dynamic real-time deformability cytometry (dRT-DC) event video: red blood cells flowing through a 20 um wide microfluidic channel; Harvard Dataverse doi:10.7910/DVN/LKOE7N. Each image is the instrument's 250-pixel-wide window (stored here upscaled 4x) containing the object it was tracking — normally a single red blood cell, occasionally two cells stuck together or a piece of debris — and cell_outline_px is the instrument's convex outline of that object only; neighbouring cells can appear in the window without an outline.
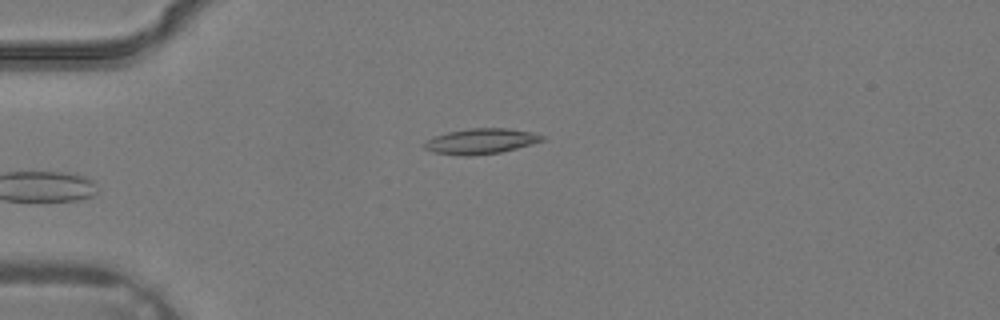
{"species": "common noctule bat (a hibernating species)", "species_latin": "Nyctalus noctula", "temperature_condition": "warm", "stored_images_in_passage": 2, "camera_frame_rate_fps": 3000, "um_per_image_px": 0.085, "animal": {"sex": "male", "body_mass_g": 19.2, "forearm_length_mm": 51.8}, "frame": {"image": 1, "passage_image": 2, "time_ms": 0.333, "image_size_px": [1000, 320], "cell_outline_px": [[544, 140], [516, 148], [500, 152], [468, 156], [460, 156], [432, 152], [424, 148], [420, 144], [436, 136], [448, 132], [468, 128], [508, 128], [532, 132], [544, 136]], "centroid_in_image_um": [40.83, 12.0], "position_along_channel_um": 44.2, "area_um2": 17.4}}